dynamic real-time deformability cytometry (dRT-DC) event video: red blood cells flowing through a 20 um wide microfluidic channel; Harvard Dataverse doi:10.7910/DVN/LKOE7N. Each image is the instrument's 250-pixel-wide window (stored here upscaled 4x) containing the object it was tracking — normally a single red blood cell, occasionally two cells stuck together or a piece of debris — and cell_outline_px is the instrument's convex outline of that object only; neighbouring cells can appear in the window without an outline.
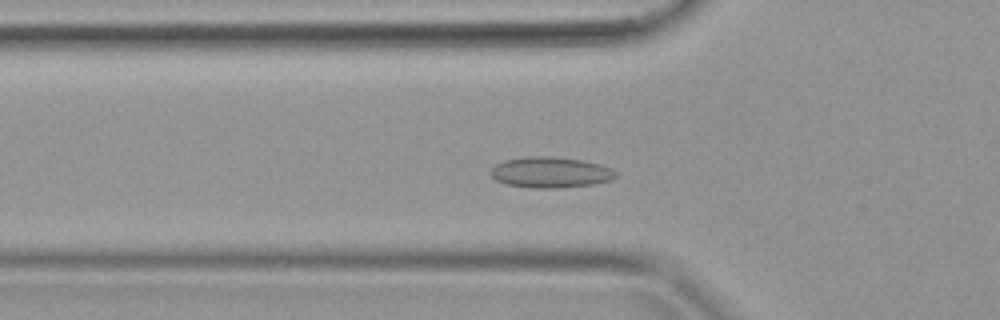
{"species": "common noctule bat (a hibernating species)", "species_latin": "Nyctalus noctula", "temperature_condition": "warm", "stored_images_in_passage": 38, "camera_frame_rate_fps": 3000, "um_per_image_px": 0.085, "animal": {"sex": "female", "body_mass_g": 19.9}, "frame": {"image": 1, "passage_image": 12, "time_ms": 3.667, "image_size_px": [1000, 320], "cell_outline_px": [[620, 172], [612, 180], [592, 184], [560, 188], [532, 188], [508, 184], [496, 180], [492, 176], [492, 168], [496, 164], [504, 160], [524, 156], [552, 156], [580, 160], [600, 164], [612, 168]], "centroid_in_image_um": [46.84, 14.64], "position_along_channel_um": 79.0, "area_um2": 22.54}}
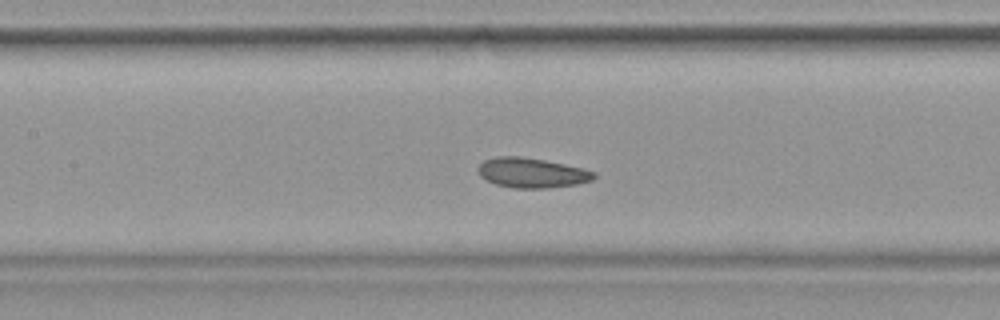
{"frame": {"image": 2, "passage_image": 17, "time_ms": 5.333, "image_size_px": [1000, 320], "cell_outline_px": [[596, 176], [592, 180], [576, 184], [548, 188], [512, 188], [496, 184], [480, 176], [476, 168], [484, 160], [496, 156], [520, 156], [544, 160], [584, 168], [596, 172]], "centroid_in_image_um": [45.2, 14.68], "position_along_channel_um": 162.2, "area_um2": 20.23}}
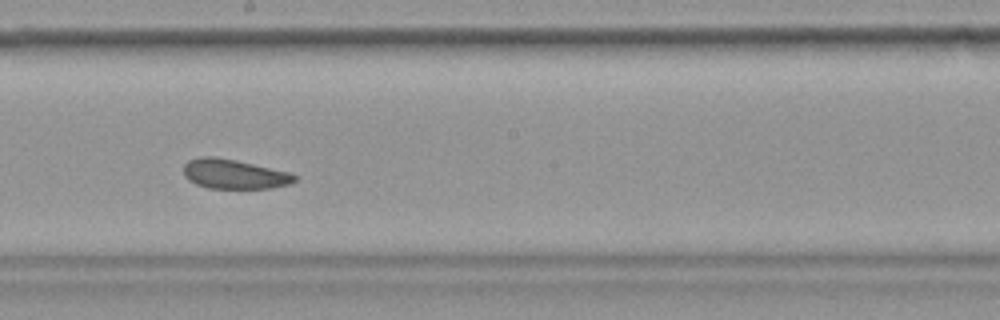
{"frame": {"image": 3, "passage_image": 21, "time_ms": 6.667, "image_size_px": [1000, 320], "cell_outline_px": [[296, 180], [292, 184], [272, 188], [208, 188], [196, 184], [188, 180], [184, 176], [184, 164], [188, 160], [200, 156], [216, 156], [236, 160], [292, 172], [296, 176]], "centroid_in_image_um": [19.92, 14.79], "position_along_channel_um": 228.3, "area_um2": 19.42}}